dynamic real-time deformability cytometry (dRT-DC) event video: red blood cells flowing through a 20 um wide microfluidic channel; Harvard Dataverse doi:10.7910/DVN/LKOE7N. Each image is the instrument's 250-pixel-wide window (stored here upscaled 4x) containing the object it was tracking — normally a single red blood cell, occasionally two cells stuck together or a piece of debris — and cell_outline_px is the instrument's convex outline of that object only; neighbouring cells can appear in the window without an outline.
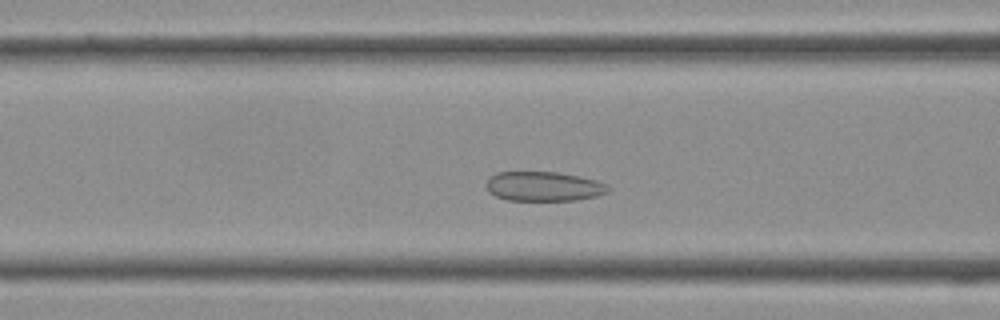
{"species": "Egyptian fruit bat (a non-hibernating species)", "species_latin": "Rousettus aegyptiacus", "temperature_condition": "cold", "stored_images_in_passage": 30, "camera_frame_rate_fps": 3000, "um_per_image_px": 0.085, "frame": {"image": 1, "passage_image": 10, "time_ms": 3.0, "image_size_px": [1000, 320], "cell_outline_px": [[608, 192], [596, 196], [576, 200], [508, 200], [496, 196], [488, 192], [484, 184], [488, 176], [496, 172], [556, 172], [580, 176], [596, 180], [608, 184]], "centroid_in_image_um": [46.16, 15.83], "position_along_channel_um": 120.4, "area_um2": 21.15}}
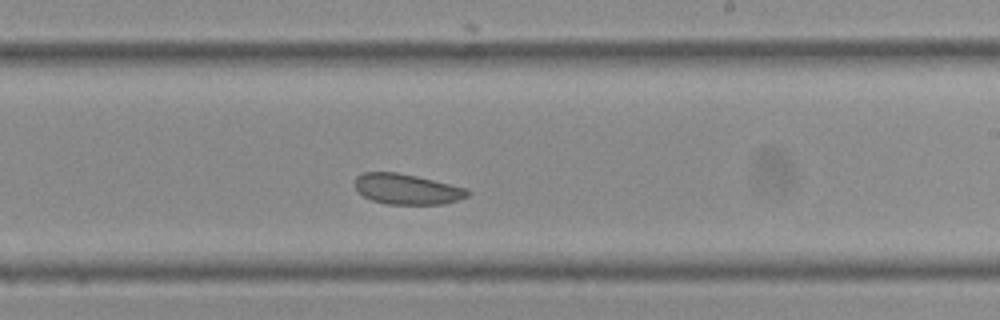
{"frame": {"image": 2, "passage_image": 18, "time_ms": 5.667, "image_size_px": [1000, 320], "cell_outline_px": [[472, 192], [468, 196], [444, 204], [388, 204], [372, 200], [364, 196], [356, 188], [356, 176], [364, 172], [396, 172], [416, 176], [468, 188]], "centroid_in_image_um": [34.63, 16.07], "position_along_channel_um": 254.4, "area_um2": 19.88}}
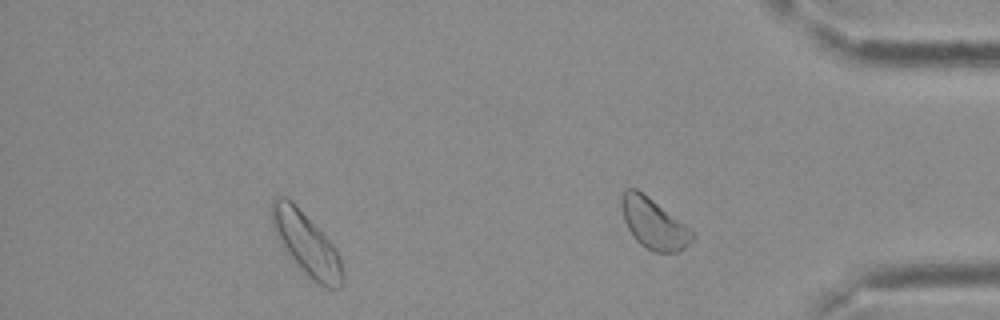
{"frame": {"image": 3, "passage_image": 26, "time_ms": 8.333, "image_size_px": [1000, 320], "cell_outline_px": [[344, 284], [340, 288], [328, 288], [320, 284], [308, 276], [292, 260], [272, 228], [272, 200], [276, 196], [284, 196], [336, 248], [340, 256], [344, 276]], "centroid_in_image_um": [26.07, 20.8], "position_along_channel_um": 409.1, "area_um2": 24.85}}